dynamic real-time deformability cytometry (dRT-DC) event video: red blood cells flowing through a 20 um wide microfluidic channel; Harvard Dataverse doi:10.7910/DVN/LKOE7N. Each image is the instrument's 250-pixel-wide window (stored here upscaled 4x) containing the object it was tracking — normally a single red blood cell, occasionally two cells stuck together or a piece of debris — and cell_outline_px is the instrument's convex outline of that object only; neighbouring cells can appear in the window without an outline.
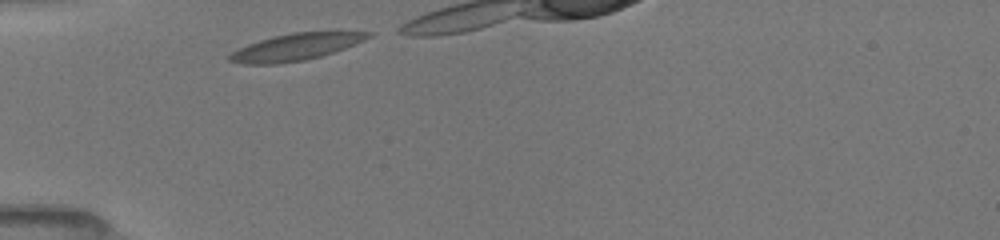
{"species": "common noctule bat (a hibernating species)", "species_latin": "Nyctalus noctula", "temperature_condition": "room temperature", "stored_images_in_passage": 6, "camera_frame_rate_fps": 3000, "um_per_image_px": 0.085, "animal": {"sex": "female", "body_mass_g": 19.5, "forearm_length_mm": 54.1}, "frame": {"image": 1, "passage_image": 1, "time_ms": 0.0, "image_size_px": [1000, 240], "cell_outline_px": [[372, 36], [364, 40], [344, 48], [320, 56], [304, 60], [276, 64], [240, 64], [228, 60], [228, 56], [232, 52], [248, 44], [260, 40], [292, 32], [372, 32]], "centroid_in_image_um": [25.1, 4.0], "position_along_channel_um": 59.9, "area_um2": 21.27}}
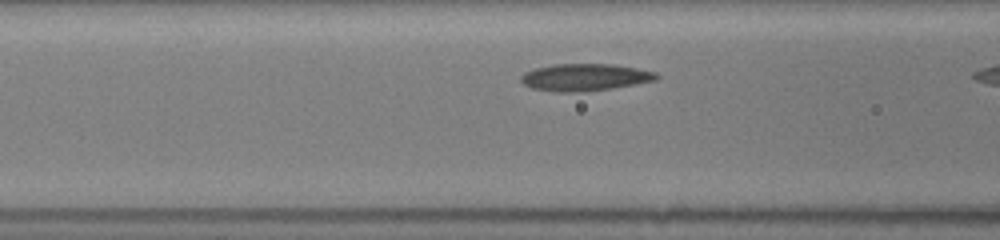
{"frame": {"image": 2, "passage_image": 5, "time_ms": 1.667, "image_size_px": [1000, 240], "cell_outline_px": [[660, 76], [656, 80], [608, 88], [580, 92], [552, 92], [532, 88], [524, 84], [520, 80], [520, 76], [524, 72], [536, 68], [552, 64], [616, 64], [656, 72]], "centroid_in_image_um": [49.67, 6.56], "position_along_channel_um": 116.9, "area_um2": 21.33}}